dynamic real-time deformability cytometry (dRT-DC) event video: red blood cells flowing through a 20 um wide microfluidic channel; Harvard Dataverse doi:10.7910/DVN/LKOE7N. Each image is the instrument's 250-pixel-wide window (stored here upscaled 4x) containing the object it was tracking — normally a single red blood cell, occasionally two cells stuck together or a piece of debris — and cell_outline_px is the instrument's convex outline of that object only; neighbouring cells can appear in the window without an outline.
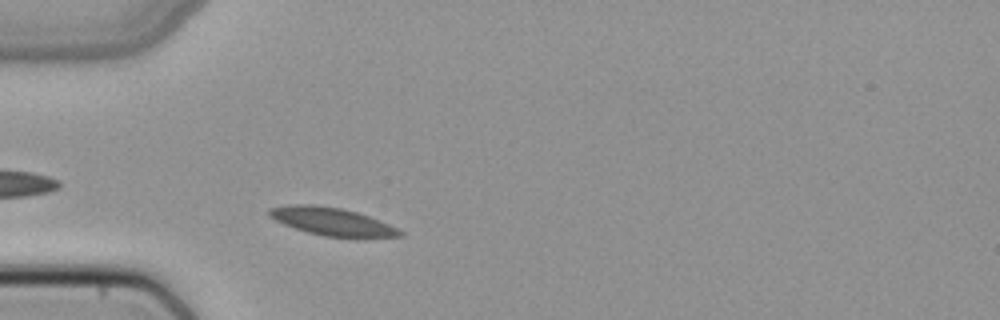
{"species": "common noctule bat (a hibernating species)", "species_latin": "Nyctalus noctula", "temperature_condition": "cold", "stored_images_in_passage": 42, "camera_frame_rate_fps": 3000, "um_per_image_px": 0.085, "animal": {"sex": "female", "body_mass_g": 22.7, "forearm_length_mm": 54.2}, "frame": {"image": 1, "passage_image": 6, "time_ms": 1.667, "image_size_px": [1000, 320], "cell_outline_px": [[404, 236], [324, 236], [308, 232], [284, 224], [268, 216], [268, 208], [292, 204], [312, 204], [340, 208], [356, 212], [380, 220], [404, 232]], "centroid_in_image_um": [28.16, 18.8], "position_along_channel_um": 56.8, "area_um2": 20.63}}
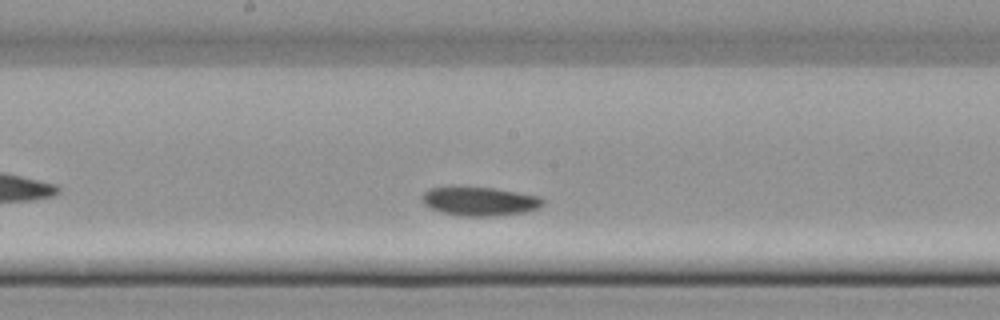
{"frame": {"image": 2, "passage_image": 18, "time_ms": 5.667, "image_size_px": [1000, 320], "cell_outline_px": [[544, 204], [536, 208], [524, 212], [492, 216], [460, 216], [440, 212], [424, 204], [420, 200], [420, 196], [428, 188], [452, 184], [456, 184], [492, 188], [540, 196], [544, 200]], "centroid_in_image_um": [40.66, 17.06], "position_along_channel_um": 207.5, "area_um2": 20.98}}
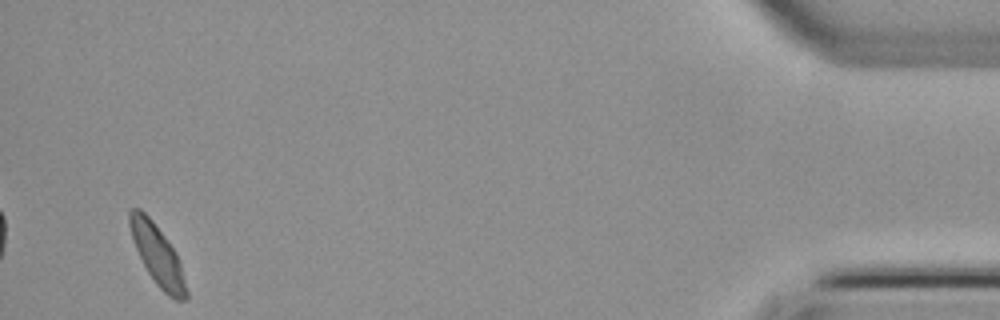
{"frame": {"image": 3, "passage_image": 40, "time_ms": 13.0, "image_size_px": [1000, 320], "cell_outline_px": [[188, 300], [176, 300], [168, 296], [156, 284], [148, 272], [136, 248], [128, 224], [128, 212], [132, 208], [140, 208], [152, 220], [176, 252], [180, 264], [188, 292]], "centroid_in_image_um": [13.39, 21.69], "position_along_channel_um": 421.8, "area_um2": 19.54}}